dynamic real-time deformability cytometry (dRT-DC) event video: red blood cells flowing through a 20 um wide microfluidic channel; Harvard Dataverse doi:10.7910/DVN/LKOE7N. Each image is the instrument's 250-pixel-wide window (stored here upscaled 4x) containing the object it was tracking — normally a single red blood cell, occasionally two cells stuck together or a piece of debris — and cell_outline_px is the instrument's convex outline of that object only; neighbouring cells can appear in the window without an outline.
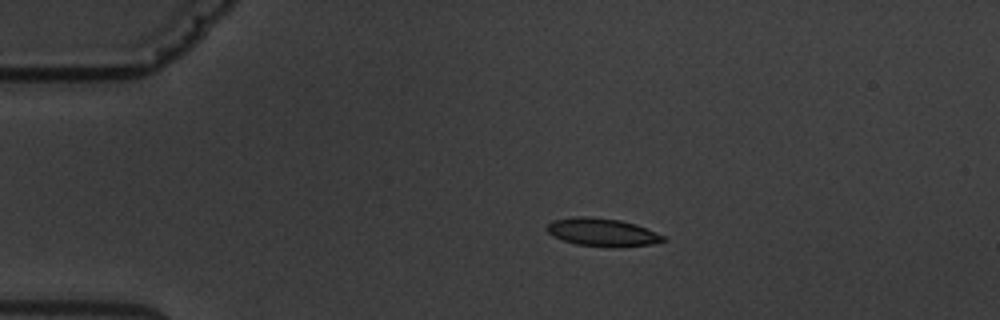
{"species": "common noctule bat (a hibernating species)", "species_latin": "Nyctalus noctula", "temperature_condition": "warm", "stored_images_in_passage": 9, "camera_frame_rate_fps": 3000, "um_per_image_px": 0.085, "animal": {"sex": "male", "body_mass_g": 19.5, "forearm_length_mm": 54.6}, "frame": {"image": 1, "passage_image": 1, "time_ms": 0.0, "image_size_px": [1000, 320], "cell_outline_px": [[668, 240], [652, 244], [616, 248], [612, 248], [576, 244], [552, 236], [544, 228], [552, 220], [576, 216], [584, 216], [620, 220], [636, 224], [656, 232], [664, 236]], "centroid_in_image_um": [51.2, 19.75], "position_along_channel_um": 33.8, "area_um2": 19.19}}